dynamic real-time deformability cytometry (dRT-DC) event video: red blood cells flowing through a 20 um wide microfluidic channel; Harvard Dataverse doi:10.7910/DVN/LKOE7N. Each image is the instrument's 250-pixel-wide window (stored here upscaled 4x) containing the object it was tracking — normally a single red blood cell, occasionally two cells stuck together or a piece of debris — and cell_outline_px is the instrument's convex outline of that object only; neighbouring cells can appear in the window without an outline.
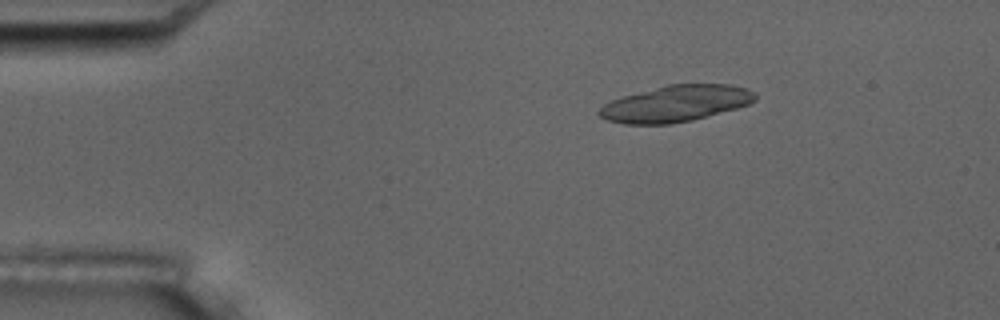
{"species": "common noctule bat (a hibernating species)", "species_latin": "Nyctalus noctula", "temperature_condition": "room temperature", "stored_images_in_passage": 5, "camera_frame_rate_fps": 3000, "um_per_image_px": 0.085, "animal": {"sex": "male", "body_mass_g": 17.5, "forearm_length_mm": 52.3}, "frame": {"image": 1, "passage_image": 2, "time_ms": 0.333, "image_size_px": [1000, 320], "cell_outline_px": [[756, 100], [748, 104], [736, 108], [692, 120], [672, 124], [624, 124], [604, 120], [596, 112], [604, 104], [612, 100], [624, 96], [668, 84], [732, 84], [748, 88], [756, 92]], "centroid_in_image_um": [57.44, 8.81], "position_along_channel_um": 27.6, "area_um2": 33.06}}